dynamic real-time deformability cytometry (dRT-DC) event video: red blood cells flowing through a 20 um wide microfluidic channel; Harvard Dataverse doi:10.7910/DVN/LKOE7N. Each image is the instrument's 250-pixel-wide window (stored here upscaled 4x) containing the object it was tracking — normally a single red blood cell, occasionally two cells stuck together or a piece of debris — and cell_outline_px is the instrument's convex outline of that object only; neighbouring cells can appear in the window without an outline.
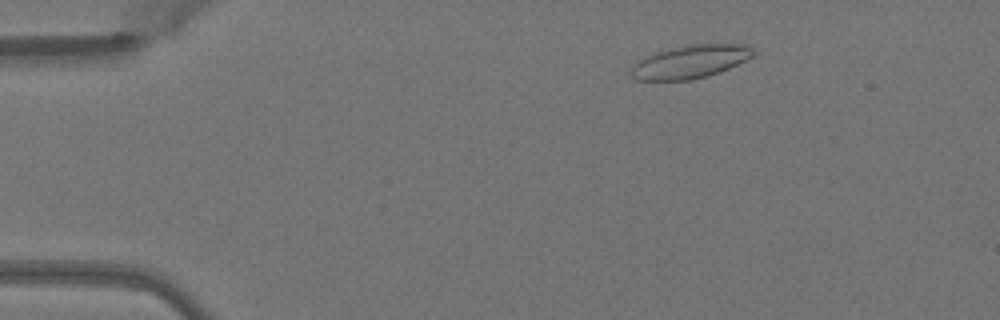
{"species": "Egyptian fruit bat (a non-hibernating species)", "species_latin": "Rousettus aegyptiacus", "temperature_condition": "warm", "stored_images_in_passage": 46, "camera_frame_rate_fps": 3000, "um_per_image_px": 0.085, "animal": {"sex": "female"}, "frame": {"image": 1, "passage_image": 4, "time_ms": 1.0, "image_size_px": [1000, 320], "cell_outline_px": [[756, 52], [752, 56], [720, 72], [708, 76], [692, 80], [636, 80], [632, 76], [632, 68], [640, 60], [656, 52], [668, 48], [688, 44], [748, 44]], "centroid_in_image_um": [58.71, 5.24], "position_along_channel_um": 26.3, "area_um2": 23.41}}
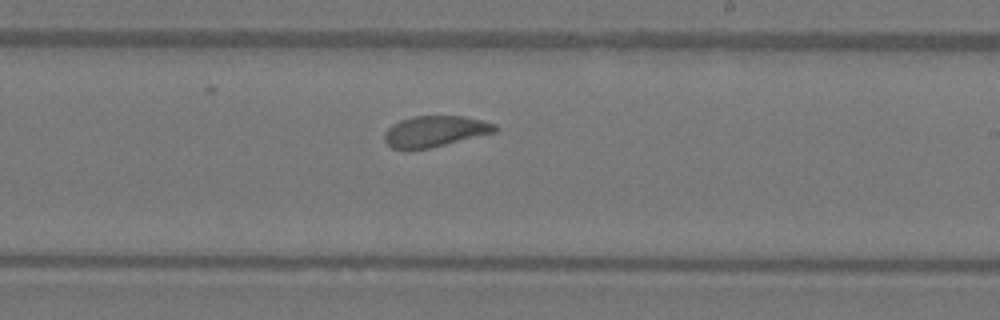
{"frame": {"image": 2, "passage_image": 26, "time_ms": 8.333, "image_size_px": [1000, 320], "cell_outline_px": [[496, 132], [428, 148], [392, 148], [384, 140], [384, 132], [392, 124], [400, 120], [412, 116], [464, 116], [496, 124]], "centroid_in_image_um": [36.96, 11.14], "position_along_channel_um": 252.0, "area_um2": 19.59}}
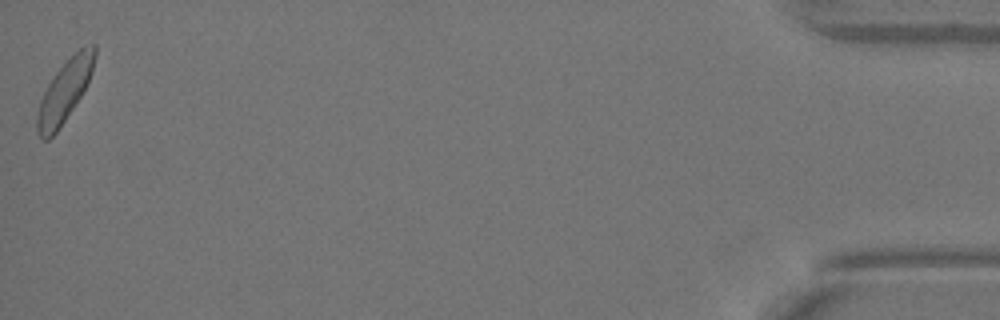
{"frame": {"image": 3, "passage_image": 46, "time_ms": 15.0, "image_size_px": [1000, 320], "cell_outline_px": [[96, 56], [92, 72], [84, 92], [56, 132], [48, 140], [40, 140], [36, 132], [36, 116], [40, 100], [48, 84], [56, 72], [84, 44], [96, 44]], "centroid_in_image_um": [5.49, 7.76], "position_along_channel_um": 429.7, "area_um2": 20.63}, "authors_computed_cell_mechanics": {"area_um2": 20.5768, "velocity_mm_per_s": 4.0508, "shape_relaxation_time_tau1_ms": 4.2742, "shape_relaxation_time_tau2_ms": 1.9081, "deformation_change_tau1": 0.1143, "deformation_change_tau2": 0.0867}}